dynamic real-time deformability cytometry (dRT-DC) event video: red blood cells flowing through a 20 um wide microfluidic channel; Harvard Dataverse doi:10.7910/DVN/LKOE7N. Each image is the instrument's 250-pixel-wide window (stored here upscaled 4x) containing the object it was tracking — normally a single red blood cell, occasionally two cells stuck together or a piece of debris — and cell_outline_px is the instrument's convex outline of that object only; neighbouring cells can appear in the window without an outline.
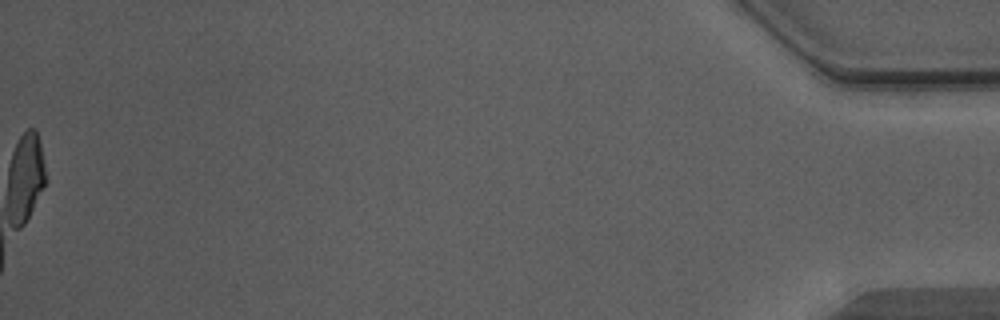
{"species": "Egyptian fruit bat (a non-hibernating species)", "species_latin": "Rousettus aegyptiacus", "temperature_condition": "warm", "stored_images_in_passage": 55, "camera_frame_rate_fps": 3000, "um_per_image_px": 0.085, "animal": {"sex": "male"}, "frame": {"image": 1, "passage_image": 55, "time_ms": 18.0, "image_size_px": [1000, 320], "cell_outline_px": [[44, 184], [24, 220], [20, 224], [16, 148], [20, 140], [36, 136], [44, 176]], "centroid_in_image_um": [2.43, 14.83], "position_along_channel_um": 432.8, "area_um2": 11.85}}